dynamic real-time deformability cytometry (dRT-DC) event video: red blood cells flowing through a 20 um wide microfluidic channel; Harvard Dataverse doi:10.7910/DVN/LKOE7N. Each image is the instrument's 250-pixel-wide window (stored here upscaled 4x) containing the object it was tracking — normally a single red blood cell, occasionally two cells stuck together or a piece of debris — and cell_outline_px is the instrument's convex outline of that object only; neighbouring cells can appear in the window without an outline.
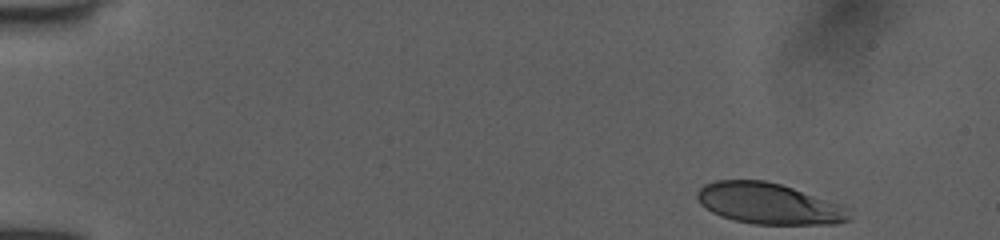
{"species": "human", "species_latin": "Homo sapiens", "temperature_condition": "room temperature", "stored_images_in_passage": 47, "camera_frame_rate_fps": 3000, "um_per_image_px": 0.085, "donor": {"sex": "female"}, "frame": {"image": 1, "passage_image": 1, "time_ms": 0.0, "image_size_px": [1000, 240], "cell_outline_px": [[852, 208], [848, 220], [836, 224], [752, 224], [732, 220], [720, 216], [712, 212], [700, 204], [696, 196], [696, 192], [704, 184], [716, 180], [764, 180], [780, 184], [844, 204]], "centroid_in_image_um": [65.38, 17.31], "position_along_channel_um": 19.6, "area_um2": 36.82}}
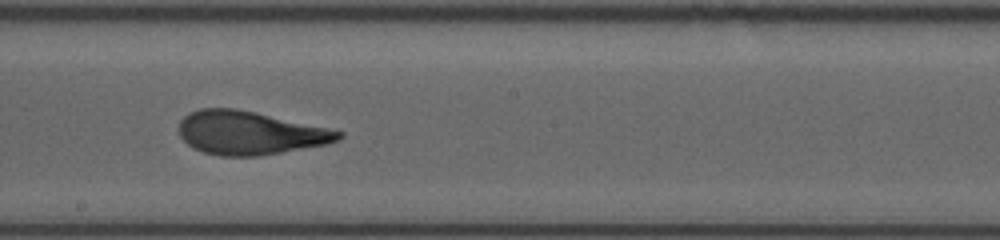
{"frame": {"image": 2, "passage_image": 26, "time_ms": 8.333, "image_size_px": [1000, 240], "cell_outline_px": [[344, 136], [328, 144], [260, 156], [220, 156], [204, 152], [192, 148], [180, 136], [180, 120], [188, 112], [200, 108], [236, 108], [256, 112], [344, 132]], "centroid_in_image_um": [21.2, 11.3], "position_along_channel_um": 227.0, "area_um2": 40.29}}
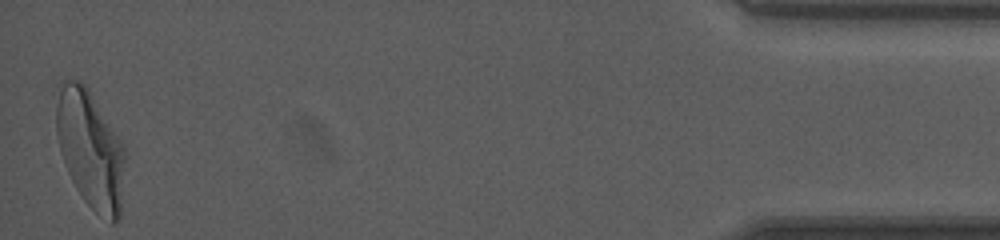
{"frame": {"image": 3, "passage_image": 47, "time_ms": 15.333, "image_size_px": [1000, 240], "cell_outline_px": [[124, 160], [120, 220], [112, 224], [96, 212], [84, 200], [76, 188], [68, 172], [60, 152], [56, 132], [56, 84], [64, 80], [80, 80], [88, 88], [120, 140], [124, 148]], "centroid_in_image_um": [7.64, 12.66], "position_along_channel_um": 427.6, "area_um2": 47.11}, "authors_computed_cell_mechanics": {"area_um2": 40.2866, "velocity_mm_per_s": 3.9899, "shape_relaxation_time_tau1_ms": 4.1656, "shape_relaxation_time_tau2_ms": 1.1234, "deformation_change_tau1": 0.1963, "deformation_change_tau2": 0.0918}}